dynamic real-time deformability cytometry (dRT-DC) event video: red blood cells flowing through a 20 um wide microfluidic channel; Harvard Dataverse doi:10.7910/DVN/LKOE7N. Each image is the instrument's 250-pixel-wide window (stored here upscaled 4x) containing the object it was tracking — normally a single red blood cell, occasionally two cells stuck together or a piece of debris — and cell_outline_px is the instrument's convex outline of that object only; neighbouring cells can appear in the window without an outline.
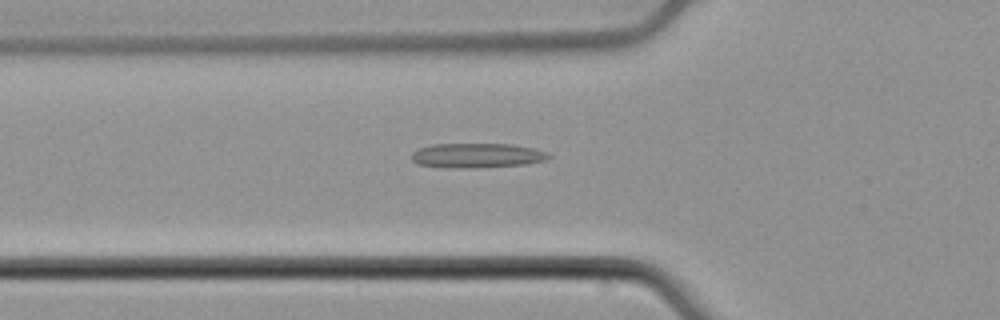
{"species": "common noctule bat (a hibernating species)", "species_latin": "Nyctalus noctula", "temperature_condition": "cold", "stored_images_in_passage": 53, "camera_frame_rate_fps": 3000, "um_per_image_px": 0.085, "animal": {"sex": "male", "body_mass_g": 21.5, "forearm_length_mm": 52.0}, "frame": {"image": 1, "passage_image": 19, "time_ms": 6.0, "image_size_px": [1000, 320], "cell_outline_px": [[552, 156], [548, 160], [524, 164], [468, 168], [420, 164], [412, 160], [412, 152], [416, 148], [432, 144], [512, 144], [532, 148], [548, 152]], "centroid_in_image_um": [40.58, 13.19], "position_along_channel_um": 85.2, "area_um2": 19.42}}
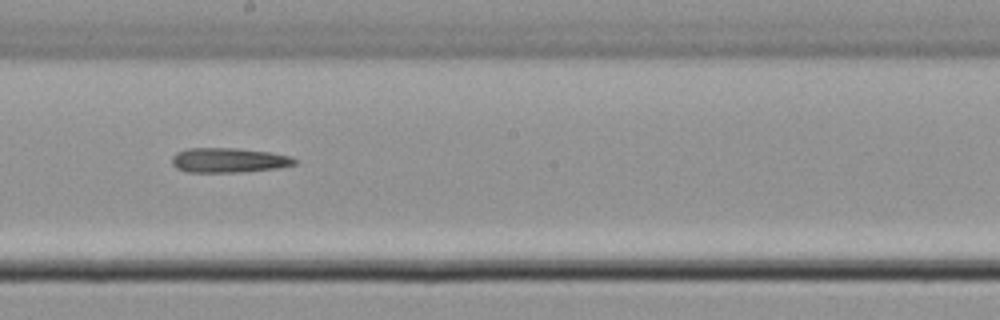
{"frame": {"image": 2, "passage_image": 30, "time_ms": 9.667, "image_size_px": [1000, 320], "cell_outline_px": [[300, 160], [296, 164], [276, 168], [240, 172], [188, 172], [176, 168], [172, 164], [172, 156], [176, 152], [188, 148], [236, 148], [268, 152], [288, 156]], "centroid_in_image_um": [19.42, 13.62], "position_along_channel_um": 228.8, "area_um2": 17.63}}
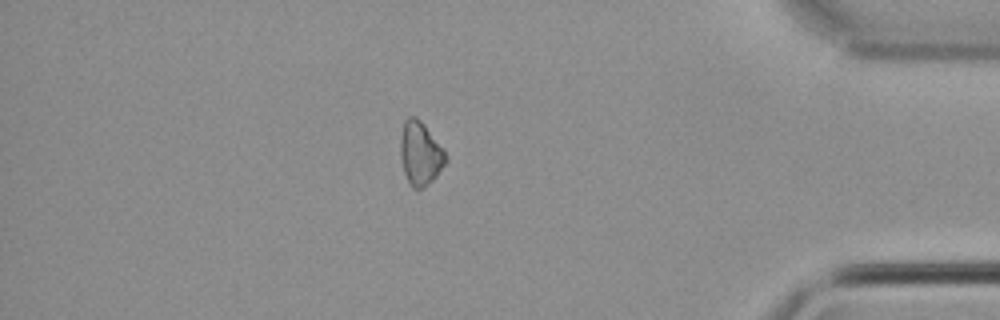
{"frame": {"image": 3, "passage_image": 46, "time_ms": 15.0, "image_size_px": [1000, 320], "cell_outline_px": [[448, 160], [436, 176], [424, 188], [412, 188], [404, 172], [400, 160], [400, 136], [404, 120], [408, 116], [416, 116], [424, 124], [444, 148]], "centroid_in_image_um": [35.72, 13.02], "position_along_channel_um": 399.5, "area_um2": 16.99}, "authors_computed_cell_mechanics": {"area_um2": 17.918, "velocity_mm_per_s": 3.9079, "shape_relaxation_time_tau1_ms": null, "shape_relaxation_time_tau2_ms": 2.2039, "deformation_change_tau1": null, "deformation_change_tau2": 0.0869}}